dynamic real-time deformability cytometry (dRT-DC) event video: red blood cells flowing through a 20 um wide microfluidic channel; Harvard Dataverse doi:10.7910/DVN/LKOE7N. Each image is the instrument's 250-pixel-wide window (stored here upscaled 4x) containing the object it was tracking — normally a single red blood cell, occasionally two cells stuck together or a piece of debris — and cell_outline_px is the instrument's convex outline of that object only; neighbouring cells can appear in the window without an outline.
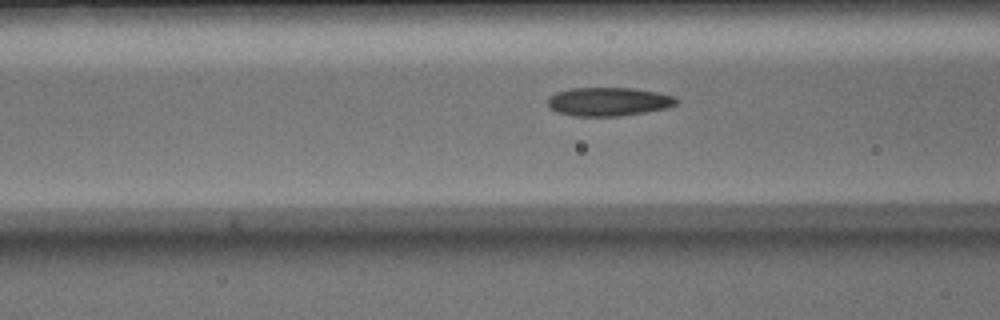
{"species": "Egyptian fruit bat (a non-hibernating species)", "species_latin": "Rousettus aegyptiacus", "temperature_condition": "warm", "stored_images_in_passage": 33, "camera_frame_rate_fps": 3000, "um_per_image_px": 0.085, "animal": {"sex": "male"}, "frame": {"image": 1, "passage_image": 14, "time_ms": 4.333, "image_size_px": [1000, 320], "cell_outline_px": [[680, 100], [676, 104], [668, 108], [620, 116], [572, 116], [556, 112], [548, 108], [548, 96], [556, 92], [572, 88], [636, 88], [676, 96]], "centroid_in_image_um": [51.72, 8.64], "position_along_channel_um": 114.9, "area_um2": 21.73}}
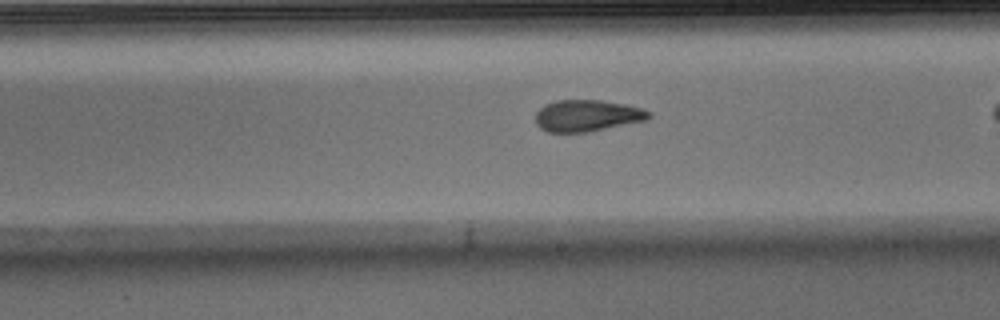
{"frame": {"image": 2, "passage_image": 23, "time_ms": 7.333, "image_size_px": [1000, 320], "cell_outline_px": [[652, 116], [648, 120], [588, 132], [548, 132], [540, 128], [536, 124], [536, 112], [544, 104], [556, 100], [600, 100], [624, 104], [644, 108], [652, 112]], "centroid_in_image_um": [49.94, 9.83], "position_along_channel_um": 239.1, "area_um2": 21.1}}
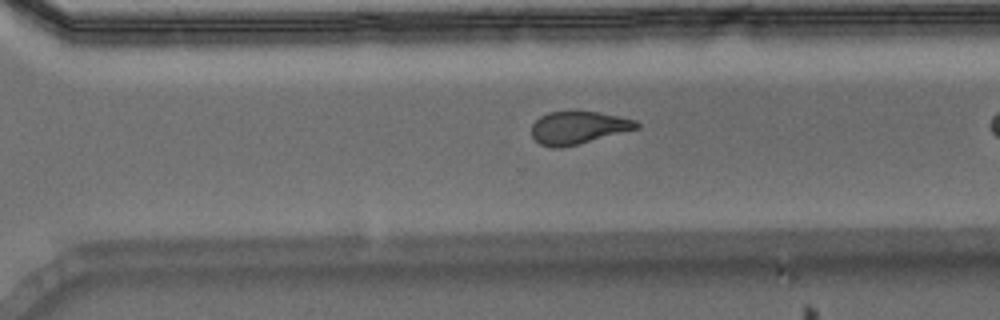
{"frame": {"image": 3, "passage_image": 29, "time_ms": 9.333, "image_size_px": [1000, 320], "cell_outline_px": [[640, 128], [560, 148], [552, 148], [540, 144], [532, 136], [532, 124], [540, 116], [548, 112], [600, 112], [620, 116], [636, 120], [640, 124]], "centroid_in_image_um": [49.16, 10.85], "position_along_channel_um": 321.4, "area_um2": 19.83}}